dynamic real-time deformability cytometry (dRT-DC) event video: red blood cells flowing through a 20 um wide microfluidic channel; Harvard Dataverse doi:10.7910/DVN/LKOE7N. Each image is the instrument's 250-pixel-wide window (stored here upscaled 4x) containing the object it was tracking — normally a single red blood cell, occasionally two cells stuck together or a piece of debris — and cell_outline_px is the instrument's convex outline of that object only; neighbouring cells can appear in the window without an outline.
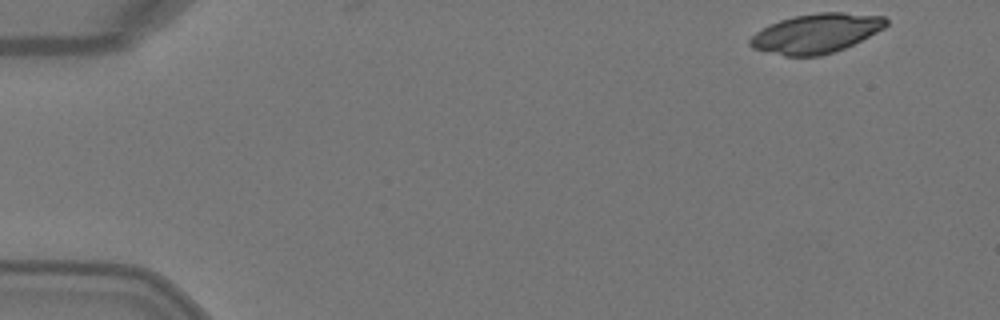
{"species": "Egyptian fruit bat (a non-hibernating species)", "species_latin": "Rousettus aegyptiacus", "temperature_condition": "warm", "stored_images_in_passage": 4, "camera_frame_rate_fps": 3000, "um_per_image_px": 0.085, "animal": {"sex": "female"}, "frame": {"image": 1, "passage_image": 1, "time_ms": 0.0, "image_size_px": [1000, 320], "cell_outline_px": [[888, 24], [884, 28], [844, 48], [820, 56], [784, 56], [752, 48], [748, 44], [748, 40], [756, 32], [780, 20], [796, 16], [820, 12], [844, 12], [884, 16], [888, 20]], "centroid_in_image_um": [69.37, 2.83], "position_along_channel_um": 15.6, "area_um2": 30.92}}